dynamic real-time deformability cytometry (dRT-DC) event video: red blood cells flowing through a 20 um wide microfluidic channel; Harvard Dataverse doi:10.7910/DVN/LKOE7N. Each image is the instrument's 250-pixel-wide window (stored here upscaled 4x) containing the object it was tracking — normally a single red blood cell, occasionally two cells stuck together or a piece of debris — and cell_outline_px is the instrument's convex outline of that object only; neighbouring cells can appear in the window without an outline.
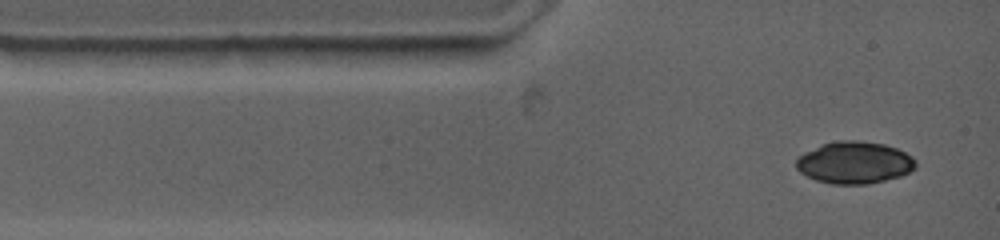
{"species": "common noctule bat (a hibernating species)", "species_latin": "Nyctalus noctula", "temperature_condition": "warm", "stored_images_in_passage": 46, "camera_frame_rate_fps": 4500, "um_per_image_px": 0.085, "animal": {"sex": "female", "body_mass_g": 19.0, "forearm_length_mm": 53.3}, "frame": {"image": 1, "passage_image": 1, "time_ms": 0.0, "image_size_px": [1000, 240], "cell_outline_px": [[916, 168], [900, 176], [884, 180], [864, 184], [832, 184], [816, 180], [800, 172], [796, 168], [796, 156], [820, 144], [840, 140], [856, 140], [884, 144], [896, 148], [912, 156], [916, 160]], "centroid_in_image_um": [72.6, 13.81], "position_along_channel_um": 12.4, "area_um2": 29.36}}
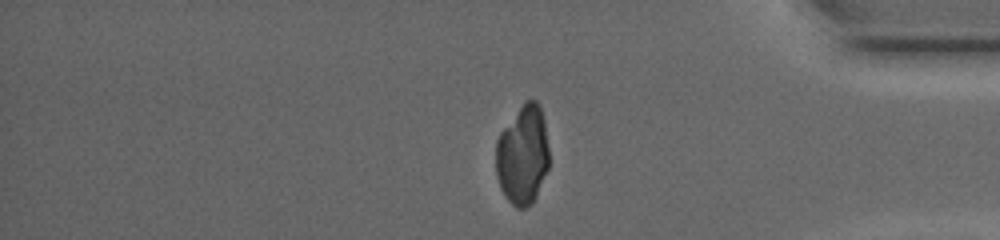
{"frame": {"image": 2, "passage_image": 46, "time_ms": 11.556, "image_size_px": [1000, 240], "cell_outline_px": [[548, 168], [536, 196], [532, 204], [524, 208], [516, 208], [504, 196], [500, 188], [496, 176], [496, 140], [500, 132], [524, 100], [536, 100], [540, 104], [544, 120], [548, 148]], "centroid_in_image_um": [44.41, 13.17], "position_along_channel_um": 390.8, "area_um2": 31.04}}